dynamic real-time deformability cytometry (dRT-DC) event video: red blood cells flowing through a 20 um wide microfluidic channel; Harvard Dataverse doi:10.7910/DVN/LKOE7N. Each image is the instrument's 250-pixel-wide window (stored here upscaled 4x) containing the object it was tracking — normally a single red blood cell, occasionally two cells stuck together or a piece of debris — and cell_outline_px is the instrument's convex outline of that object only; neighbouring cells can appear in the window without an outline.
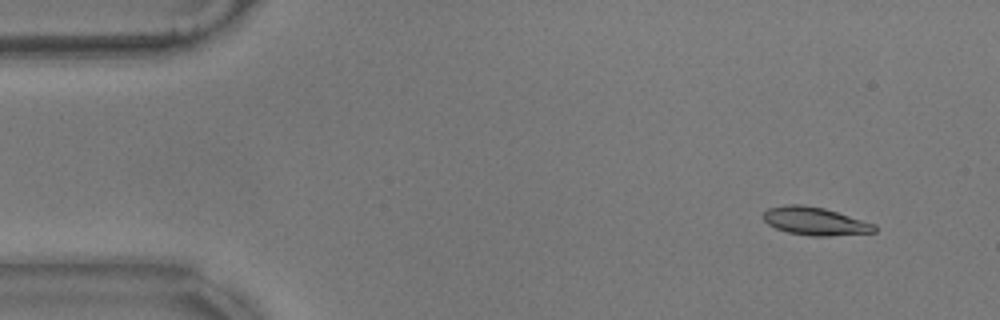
{"species": "common noctule bat (a hibernating species)", "species_latin": "Nyctalus noctula", "temperature_condition": "warm", "stored_images_in_passage": 53, "camera_frame_rate_fps": 3000, "um_per_image_px": 0.085, "animal": {"sex": "male", "body_mass_g": 17.9}, "frame": {"image": 1, "passage_image": 1, "time_ms": 0.0, "image_size_px": [1000, 320], "cell_outline_px": [[876, 232], [828, 236], [812, 236], [788, 232], [776, 228], [768, 224], [760, 216], [768, 208], [788, 204], [804, 204], [824, 208], [876, 224]], "centroid_in_image_um": [69.26, 18.79], "position_along_channel_um": 15.7, "area_um2": 18.21}}
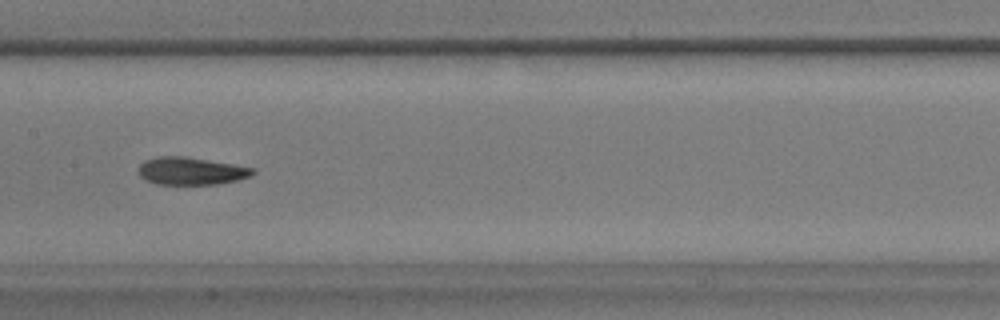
{"frame": {"image": 2, "passage_image": 24, "time_ms": 7.667, "image_size_px": [1000, 320], "cell_outline_px": [[256, 172], [248, 176], [236, 180], [216, 184], [156, 184], [140, 176], [140, 164], [144, 160], [156, 156], [184, 156], [232, 164], [252, 168]], "centroid_in_image_um": [16.2, 14.52], "position_along_channel_um": 191.2, "area_um2": 18.03}}
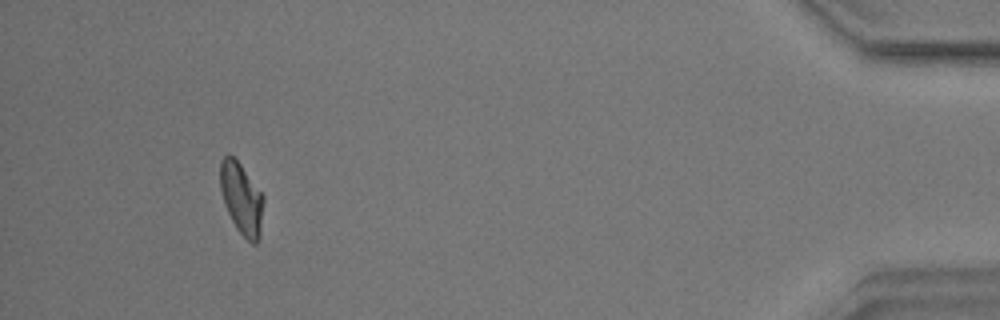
{"frame": {"image": 3, "passage_image": 49, "time_ms": 16.0, "image_size_px": [1000, 320], "cell_outline_px": [[264, 200], [260, 236], [256, 244], [252, 244], [236, 228], [224, 204], [220, 188], [220, 160], [228, 152], [240, 164], [264, 196]], "centroid_in_image_um": [20.52, 16.87], "position_along_channel_um": 414.7, "area_um2": 18.03}, "authors_computed_cell_mechanics": {"area_um2": 18.3804, "velocity_mm_per_s": 3.5202, "shape_relaxation_time_tau1_ms": 3.964, "shape_relaxation_time_tau2_ms": 3.812, "deformation_change_tau1": 0.1593, "deformation_change_tau2": 0.0743}}